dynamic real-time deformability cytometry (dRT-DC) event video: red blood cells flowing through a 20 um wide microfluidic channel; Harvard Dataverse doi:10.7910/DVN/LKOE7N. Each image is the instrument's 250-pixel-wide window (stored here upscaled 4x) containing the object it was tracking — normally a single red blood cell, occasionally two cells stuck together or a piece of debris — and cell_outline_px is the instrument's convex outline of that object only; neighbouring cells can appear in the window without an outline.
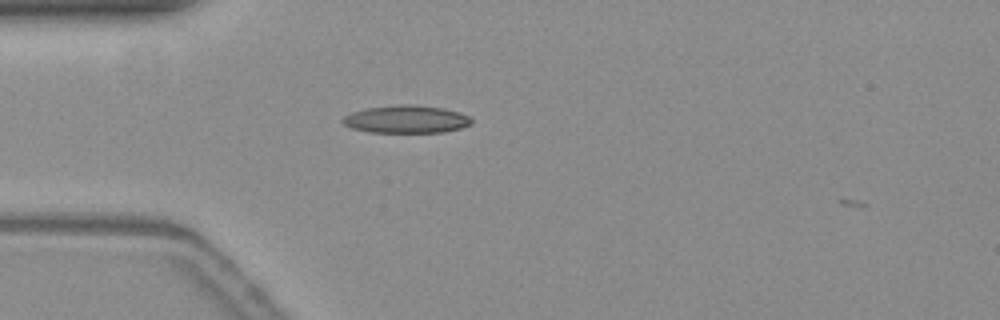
{"species": "common noctule bat (a hibernating species)", "species_latin": "Nyctalus noctula", "temperature_condition": "warm", "stored_images_in_passage": 4, "camera_frame_rate_fps": 3000, "um_per_image_px": 0.085, "animal": {"sex": "female", "body_mass_g": 19.3, "forearm_length_mm": 54.1}, "frame": {"image": 1, "passage_image": 3, "time_ms": 0.667, "image_size_px": [1000, 320], "cell_outline_px": [[472, 124], [460, 128], [444, 132], [368, 132], [352, 128], [344, 124], [340, 120], [344, 116], [352, 112], [368, 108], [400, 104], [412, 104], [444, 108], [468, 116], [472, 120]], "centroid_in_image_um": [34.52, 10.14], "position_along_channel_um": 50.5, "area_um2": 20.69}}